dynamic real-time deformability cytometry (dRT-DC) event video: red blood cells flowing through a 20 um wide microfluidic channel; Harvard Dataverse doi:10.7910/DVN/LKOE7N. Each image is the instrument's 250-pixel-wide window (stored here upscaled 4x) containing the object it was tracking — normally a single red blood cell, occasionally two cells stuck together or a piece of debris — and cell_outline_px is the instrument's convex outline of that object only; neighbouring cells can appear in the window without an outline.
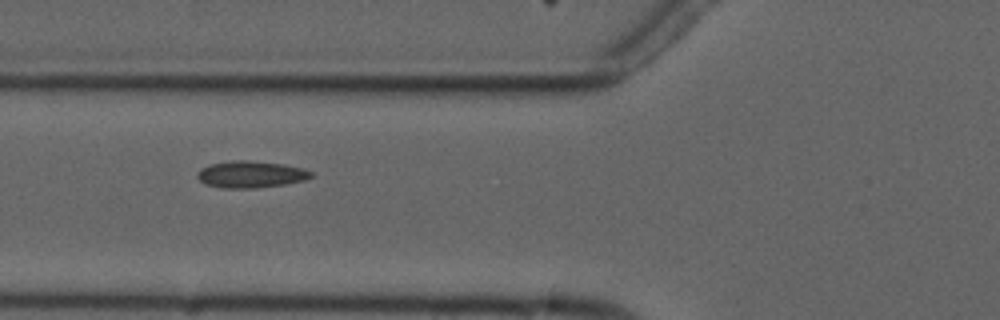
{"species": "common noctule bat (a hibernating species)", "species_latin": "Nyctalus noctula", "temperature_condition": "cold", "stored_images_in_passage": 4, "camera_frame_rate_fps": 3000, "um_per_image_px": 0.085, "animal": {"sex": "male", "forearm_length_mm": 52.5}, "frame": {"image": 1, "passage_image": 3, "time_ms": 2.333, "image_size_px": [1000, 320], "cell_outline_px": [[312, 176], [304, 180], [284, 184], [256, 188], [224, 188], [204, 184], [196, 176], [196, 172], [200, 168], [212, 164], [232, 160], [244, 160], [284, 164], [304, 168], [312, 172]], "centroid_in_image_um": [21.29, 14.82], "position_along_channel_um": 104.5, "area_um2": 17.74}}
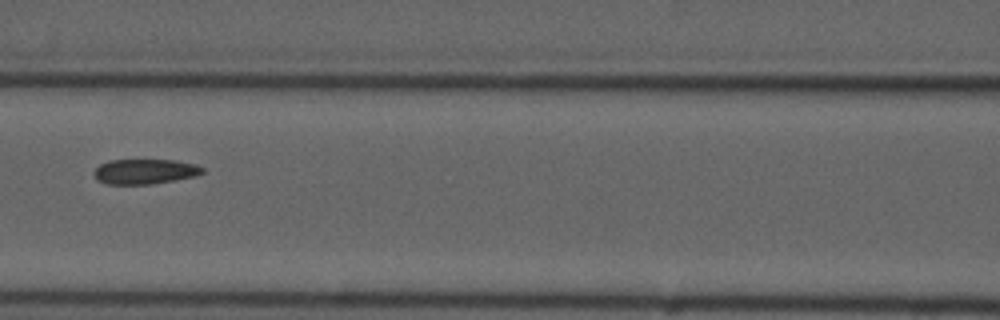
{"frame": {"image": 2, "passage_image": 4, "time_ms": 3.667, "image_size_px": [1000, 320], "cell_outline_px": [[204, 172], [196, 176], [152, 184], [104, 184], [96, 180], [92, 172], [100, 164], [108, 160], [176, 160], [196, 164], [204, 168]], "centroid_in_image_um": [12.29, 14.58], "position_along_channel_um": 154.3, "area_um2": 16.01}}